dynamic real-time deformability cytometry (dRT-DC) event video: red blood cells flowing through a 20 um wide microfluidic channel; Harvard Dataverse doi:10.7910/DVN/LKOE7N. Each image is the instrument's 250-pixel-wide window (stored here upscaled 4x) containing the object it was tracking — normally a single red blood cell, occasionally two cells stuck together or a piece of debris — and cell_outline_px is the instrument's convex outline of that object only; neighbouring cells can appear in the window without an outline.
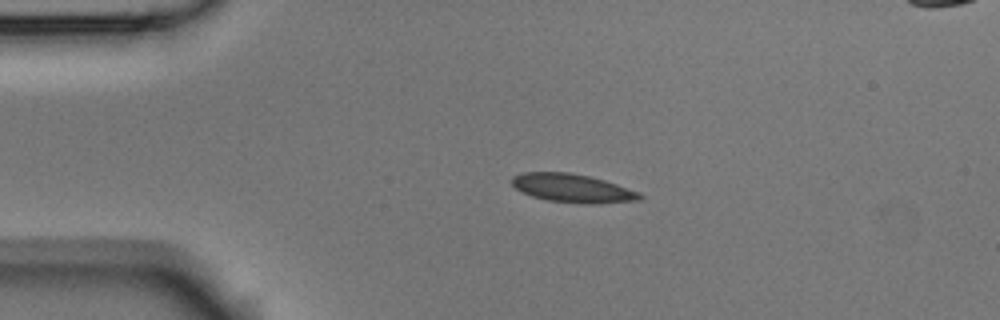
{"species": "Egyptian fruit bat (a non-hibernating species)", "species_latin": "Rousettus aegyptiacus", "temperature_condition": "room temperature", "stored_images_in_passage": 3, "camera_frame_rate_fps": 3000, "um_per_image_px": 0.085, "animal": {"sex": "male"}, "frame": {"image": 1, "passage_image": 2, "time_ms": 0.333, "image_size_px": [1000, 320], "cell_outline_px": [[644, 196], [640, 200], [596, 204], [588, 204], [548, 200], [532, 196], [516, 188], [512, 184], [512, 176], [524, 172], [568, 172], [588, 176], [604, 180], [640, 192]], "centroid_in_image_um": [48.69, 16.0], "position_along_channel_um": 36.3, "area_um2": 21.1}}